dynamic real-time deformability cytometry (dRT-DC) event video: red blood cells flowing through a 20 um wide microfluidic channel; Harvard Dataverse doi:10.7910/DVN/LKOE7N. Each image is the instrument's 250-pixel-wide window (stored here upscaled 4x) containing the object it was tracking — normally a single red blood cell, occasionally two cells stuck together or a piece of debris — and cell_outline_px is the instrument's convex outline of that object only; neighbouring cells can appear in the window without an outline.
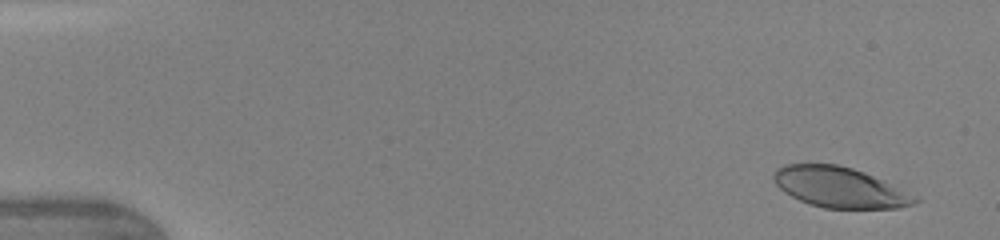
{"species": "human", "species_latin": "Homo sapiens", "temperature_condition": "warm", "stored_images_in_passage": 47, "camera_frame_rate_fps": 3000, "um_per_image_px": 0.085, "donor": {"sex": "female"}, "frame": {"image": 1, "passage_image": 3, "time_ms": 0.667, "image_size_px": [1000, 240], "cell_outline_px": [[920, 200], [912, 204], [896, 208], [824, 208], [808, 204], [784, 192], [776, 184], [772, 176], [776, 168], [784, 164], [836, 164], [852, 168], [864, 172], [884, 180], [920, 196]], "centroid_in_image_um": [71.4, 15.92], "position_along_channel_um": 13.6, "area_um2": 33.47}}
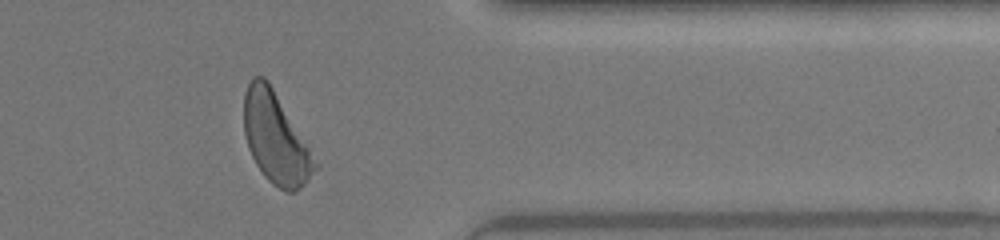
{"frame": {"image": 2, "passage_image": 39, "time_ms": 12.667, "image_size_px": [1000, 240], "cell_outline_px": [[320, 168], [300, 188], [292, 192], [288, 192], [272, 184], [264, 176], [256, 164], [248, 148], [244, 132], [244, 96], [248, 84], [252, 76], [264, 76], [268, 80], [308, 144], [320, 164]], "centroid_in_image_um": [23.46, 11.76], "position_along_channel_um": 387.9, "area_um2": 37.8}}
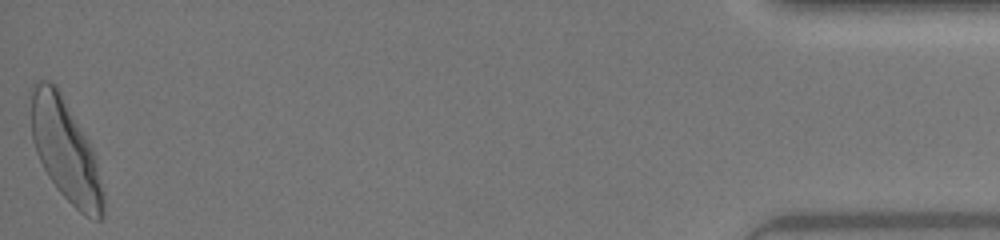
{"frame": {"image": 3, "passage_image": 47, "time_ms": 15.333, "image_size_px": [1000, 240], "cell_outline_px": [[104, 216], [100, 220], [96, 220], [84, 216], [56, 188], [48, 176], [36, 152], [32, 140], [32, 84], [40, 80], [48, 80], [56, 84], [88, 140], [96, 156], [104, 192]], "centroid_in_image_um": [5.6, 12.81], "position_along_channel_um": 429.6, "area_um2": 42.77}, "authors_computed_cell_mechanics": {"area_um2": 37.1076, "velocity_mm_per_s": 4.3344, "shape_relaxation_time_tau1_ms": 2.8488, "shape_relaxation_time_tau2_ms": 0.6685, "deformation_change_tau1": 0.1704, "deformation_change_tau2": 0.0771}}